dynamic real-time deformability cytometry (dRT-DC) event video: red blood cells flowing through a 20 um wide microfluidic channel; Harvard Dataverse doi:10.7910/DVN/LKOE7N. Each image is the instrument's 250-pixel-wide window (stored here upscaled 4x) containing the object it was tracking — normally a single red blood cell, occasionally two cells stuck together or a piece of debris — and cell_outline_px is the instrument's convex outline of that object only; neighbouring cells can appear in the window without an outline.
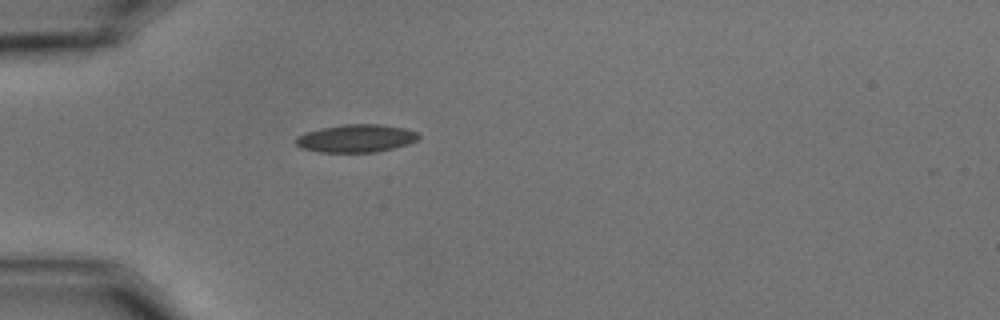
{"species": "common noctule bat (a hibernating species)", "species_latin": "Nyctalus noctula", "temperature_condition": "cold", "stored_images_in_passage": 42, "camera_frame_rate_fps": 3000, "um_per_image_px": 0.085, "animal": {"sex": "male", "body_mass_g": 15.6}, "frame": {"image": 1, "passage_image": 1, "time_ms": 0.0, "image_size_px": [1000, 320], "cell_outline_px": [[420, 136], [416, 140], [408, 144], [376, 152], [320, 152], [300, 148], [296, 144], [296, 136], [304, 132], [320, 128], [344, 124], [380, 124], [404, 128], [416, 132]], "centroid_in_image_um": [30.22, 11.75], "position_along_channel_um": 54.8, "area_um2": 19.94}}
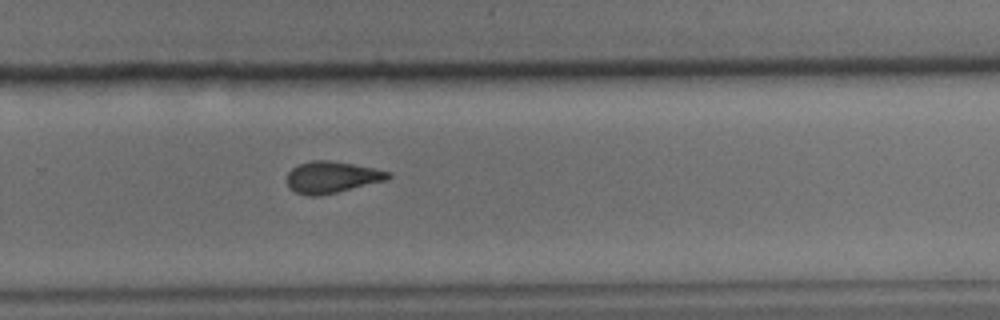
{"frame": {"image": 2, "passage_image": 23, "time_ms": 7.333, "image_size_px": [1000, 320], "cell_outline_px": [[392, 176], [388, 180], [320, 196], [308, 196], [296, 192], [288, 188], [284, 180], [288, 172], [292, 168], [300, 164], [312, 160], [328, 160], [352, 164], [392, 172]], "centroid_in_image_um": [28.17, 15.07], "position_along_channel_um": 301.6, "area_um2": 18.84}}
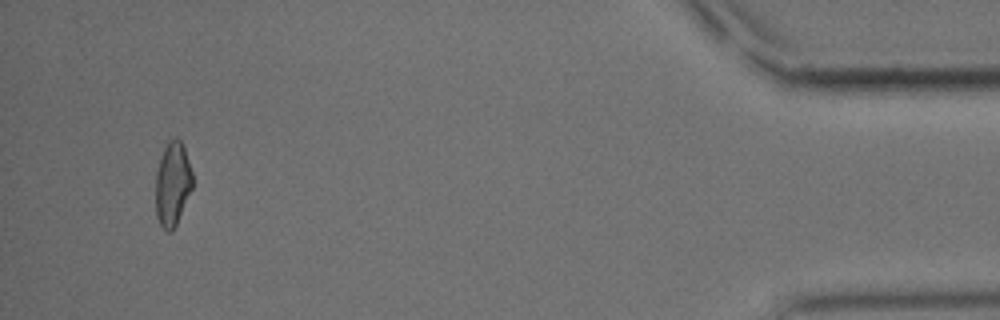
{"frame": {"image": 3, "passage_image": 39, "time_ms": 12.667, "image_size_px": [1000, 320], "cell_outline_px": [[192, 188], [176, 224], [172, 232], [168, 232], [160, 224], [156, 216], [156, 172], [164, 148], [168, 140], [176, 136], [180, 140], [184, 148], [192, 172]], "centroid_in_image_um": [14.66, 15.62], "position_along_channel_um": 420.5, "area_um2": 17.86}, "authors_computed_cell_mechanics": {"area_um2": 18.8717, "velocity_mm_per_s": 3.488, "shape_relaxation_time_tau1_ms": 6.5947, "shape_relaxation_time_tau2_ms": 3.9214, "deformation_change_tau1": 0.1649, "deformation_change_tau2": 0.1113}}